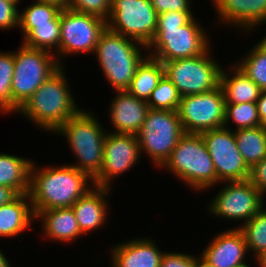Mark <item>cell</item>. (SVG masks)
Returning a JSON list of instances; mask_svg holds the SVG:
<instances>
[{
	"mask_svg": "<svg viewBox=\"0 0 266 267\" xmlns=\"http://www.w3.org/2000/svg\"><path fill=\"white\" fill-rule=\"evenodd\" d=\"M40 168L32 162L28 194L35 216L43 210L71 207L95 186L87 173L72 165Z\"/></svg>",
	"mask_w": 266,
	"mask_h": 267,
	"instance_id": "1",
	"label": "cell"
},
{
	"mask_svg": "<svg viewBox=\"0 0 266 267\" xmlns=\"http://www.w3.org/2000/svg\"><path fill=\"white\" fill-rule=\"evenodd\" d=\"M64 67L53 73L18 109L17 113L41 130L56 132L81 109L70 91Z\"/></svg>",
	"mask_w": 266,
	"mask_h": 267,
	"instance_id": "2",
	"label": "cell"
},
{
	"mask_svg": "<svg viewBox=\"0 0 266 267\" xmlns=\"http://www.w3.org/2000/svg\"><path fill=\"white\" fill-rule=\"evenodd\" d=\"M148 50L138 41L110 30L101 33L95 47L103 74L115 91H126L135 75L138 65L146 57L141 52Z\"/></svg>",
	"mask_w": 266,
	"mask_h": 267,
	"instance_id": "3",
	"label": "cell"
},
{
	"mask_svg": "<svg viewBox=\"0 0 266 267\" xmlns=\"http://www.w3.org/2000/svg\"><path fill=\"white\" fill-rule=\"evenodd\" d=\"M95 114L80 110L68 119L56 132L64 136L74 157L75 164H71L80 171L87 173L94 179L102 169L104 141L107 130L101 127Z\"/></svg>",
	"mask_w": 266,
	"mask_h": 267,
	"instance_id": "4",
	"label": "cell"
},
{
	"mask_svg": "<svg viewBox=\"0 0 266 267\" xmlns=\"http://www.w3.org/2000/svg\"><path fill=\"white\" fill-rule=\"evenodd\" d=\"M161 168L192 190L203 192L217 185L213 161L201 134L185 133Z\"/></svg>",
	"mask_w": 266,
	"mask_h": 267,
	"instance_id": "5",
	"label": "cell"
},
{
	"mask_svg": "<svg viewBox=\"0 0 266 267\" xmlns=\"http://www.w3.org/2000/svg\"><path fill=\"white\" fill-rule=\"evenodd\" d=\"M60 67L53 53L21 44L20 48L14 51V74L11 82L12 113H16Z\"/></svg>",
	"mask_w": 266,
	"mask_h": 267,
	"instance_id": "6",
	"label": "cell"
},
{
	"mask_svg": "<svg viewBox=\"0 0 266 267\" xmlns=\"http://www.w3.org/2000/svg\"><path fill=\"white\" fill-rule=\"evenodd\" d=\"M184 134L178 111L149 109L137 134L140 154L161 167Z\"/></svg>",
	"mask_w": 266,
	"mask_h": 267,
	"instance_id": "7",
	"label": "cell"
},
{
	"mask_svg": "<svg viewBox=\"0 0 266 267\" xmlns=\"http://www.w3.org/2000/svg\"><path fill=\"white\" fill-rule=\"evenodd\" d=\"M195 17L186 25L156 28L153 41L147 47L149 56L162 63L203 54L210 39ZM152 50V52H151Z\"/></svg>",
	"mask_w": 266,
	"mask_h": 267,
	"instance_id": "8",
	"label": "cell"
},
{
	"mask_svg": "<svg viewBox=\"0 0 266 267\" xmlns=\"http://www.w3.org/2000/svg\"><path fill=\"white\" fill-rule=\"evenodd\" d=\"M210 51L209 47L201 55L163 63L164 75L181 96L205 93L220 85L222 65L211 58Z\"/></svg>",
	"mask_w": 266,
	"mask_h": 267,
	"instance_id": "9",
	"label": "cell"
},
{
	"mask_svg": "<svg viewBox=\"0 0 266 267\" xmlns=\"http://www.w3.org/2000/svg\"><path fill=\"white\" fill-rule=\"evenodd\" d=\"M157 18L150 0H111L107 27L148 47L154 39Z\"/></svg>",
	"mask_w": 266,
	"mask_h": 267,
	"instance_id": "10",
	"label": "cell"
},
{
	"mask_svg": "<svg viewBox=\"0 0 266 267\" xmlns=\"http://www.w3.org/2000/svg\"><path fill=\"white\" fill-rule=\"evenodd\" d=\"M107 21L101 17L79 13L69 8L60 12L59 64L62 57L76 53H94L101 33L106 29Z\"/></svg>",
	"mask_w": 266,
	"mask_h": 267,
	"instance_id": "11",
	"label": "cell"
},
{
	"mask_svg": "<svg viewBox=\"0 0 266 267\" xmlns=\"http://www.w3.org/2000/svg\"><path fill=\"white\" fill-rule=\"evenodd\" d=\"M226 102L221 86L200 94L181 96L178 113L185 133L224 127Z\"/></svg>",
	"mask_w": 266,
	"mask_h": 267,
	"instance_id": "12",
	"label": "cell"
},
{
	"mask_svg": "<svg viewBox=\"0 0 266 267\" xmlns=\"http://www.w3.org/2000/svg\"><path fill=\"white\" fill-rule=\"evenodd\" d=\"M223 183L225 185L208 203L207 213L245 224L265 205L263 195L250 179Z\"/></svg>",
	"mask_w": 266,
	"mask_h": 267,
	"instance_id": "13",
	"label": "cell"
},
{
	"mask_svg": "<svg viewBox=\"0 0 266 267\" xmlns=\"http://www.w3.org/2000/svg\"><path fill=\"white\" fill-rule=\"evenodd\" d=\"M201 135L213 161L217 185L250 178L251 169L237 147L234 130L221 127L202 132Z\"/></svg>",
	"mask_w": 266,
	"mask_h": 267,
	"instance_id": "14",
	"label": "cell"
},
{
	"mask_svg": "<svg viewBox=\"0 0 266 267\" xmlns=\"http://www.w3.org/2000/svg\"><path fill=\"white\" fill-rule=\"evenodd\" d=\"M141 158L137 135L107 132L103 165L99 174L93 179L94 185L112 189V180L129 171Z\"/></svg>",
	"mask_w": 266,
	"mask_h": 267,
	"instance_id": "15",
	"label": "cell"
},
{
	"mask_svg": "<svg viewBox=\"0 0 266 267\" xmlns=\"http://www.w3.org/2000/svg\"><path fill=\"white\" fill-rule=\"evenodd\" d=\"M247 245L237 227L215 235L199 255L213 267H240L246 263Z\"/></svg>",
	"mask_w": 266,
	"mask_h": 267,
	"instance_id": "16",
	"label": "cell"
},
{
	"mask_svg": "<svg viewBox=\"0 0 266 267\" xmlns=\"http://www.w3.org/2000/svg\"><path fill=\"white\" fill-rule=\"evenodd\" d=\"M218 22L248 33L266 24V0H212Z\"/></svg>",
	"mask_w": 266,
	"mask_h": 267,
	"instance_id": "17",
	"label": "cell"
},
{
	"mask_svg": "<svg viewBox=\"0 0 266 267\" xmlns=\"http://www.w3.org/2000/svg\"><path fill=\"white\" fill-rule=\"evenodd\" d=\"M115 98L109 108V115L115 133L137 135L144 124L149 105L127 91H115Z\"/></svg>",
	"mask_w": 266,
	"mask_h": 267,
	"instance_id": "18",
	"label": "cell"
},
{
	"mask_svg": "<svg viewBox=\"0 0 266 267\" xmlns=\"http://www.w3.org/2000/svg\"><path fill=\"white\" fill-rule=\"evenodd\" d=\"M124 242L110 248L111 267H160L164 253L151 238Z\"/></svg>",
	"mask_w": 266,
	"mask_h": 267,
	"instance_id": "19",
	"label": "cell"
},
{
	"mask_svg": "<svg viewBox=\"0 0 266 267\" xmlns=\"http://www.w3.org/2000/svg\"><path fill=\"white\" fill-rule=\"evenodd\" d=\"M111 191L108 187L94 186L71 206L83 235L106 223L109 208L106 197Z\"/></svg>",
	"mask_w": 266,
	"mask_h": 267,
	"instance_id": "20",
	"label": "cell"
},
{
	"mask_svg": "<svg viewBox=\"0 0 266 267\" xmlns=\"http://www.w3.org/2000/svg\"><path fill=\"white\" fill-rule=\"evenodd\" d=\"M42 222L43 235L59 243L72 242L83 237L72 207L54 208L40 211L36 220Z\"/></svg>",
	"mask_w": 266,
	"mask_h": 267,
	"instance_id": "21",
	"label": "cell"
},
{
	"mask_svg": "<svg viewBox=\"0 0 266 267\" xmlns=\"http://www.w3.org/2000/svg\"><path fill=\"white\" fill-rule=\"evenodd\" d=\"M34 220L36 216L29 194H18L0 206V237L12 238L26 232L32 229Z\"/></svg>",
	"mask_w": 266,
	"mask_h": 267,
	"instance_id": "22",
	"label": "cell"
},
{
	"mask_svg": "<svg viewBox=\"0 0 266 267\" xmlns=\"http://www.w3.org/2000/svg\"><path fill=\"white\" fill-rule=\"evenodd\" d=\"M231 67V70H230ZM220 74V86L226 103H257L261 89L236 64ZM232 73V74H231Z\"/></svg>",
	"mask_w": 266,
	"mask_h": 267,
	"instance_id": "23",
	"label": "cell"
},
{
	"mask_svg": "<svg viewBox=\"0 0 266 267\" xmlns=\"http://www.w3.org/2000/svg\"><path fill=\"white\" fill-rule=\"evenodd\" d=\"M32 162L29 158L0 153V185L11 188L17 194L29 193Z\"/></svg>",
	"mask_w": 266,
	"mask_h": 267,
	"instance_id": "24",
	"label": "cell"
},
{
	"mask_svg": "<svg viewBox=\"0 0 266 267\" xmlns=\"http://www.w3.org/2000/svg\"><path fill=\"white\" fill-rule=\"evenodd\" d=\"M163 75V63L147 54L138 65L130 86L126 91L138 99L148 102L153 89L157 87Z\"/></svg>",
	"mask_w": 266,
	"mask_h": 267,
	"instance_id": "25",
	"label": "cell"
},
{
	"mask_svg": "<svg viewBox=\"0 0 266 267\" xmlns=\"http://www.w3.org/2000/svg\"><path fill=\"white\" fill-rule=\"evenodd\" d=\"M237 147L247 166L252 169L266 158V130L262 126L234 131Z\"/></svg>",
	"mask_w": 266,
	"mask_h": 267,
	"instance_id": "26",
	"label": "cell"
},
{
	"mask_svg": "<svg viewBox=\"0 0 266 267\" xmlns=\"http://www.w3.org/2000/svg\"><path fill=\"white\" fill-rule=\"evenodd\" d=\"M60 30L59 14L50 24L36 25V28L31 29L22 38V44L53 53L59 62Z\"/></svg>",
	"mask_w": 266,
	"mask_h": 267,
	"instance_id": "27",
	"label": "cell"
},
{
	"mask_svg": "<svg viewBox=\"0 0 266 267\" xmlns=\"http://www.w3.org/2000/svg\"><path fill=\"white\" fill-rule=\"evenodd\" d=\"M61 8L53 3L34 0L19 12V27L24 36L36 25L50 24L61 12Z\"/></svg>",
	"mask_w": 266,
	"mask_h": 267,
	"instance_id": "28",
	"label": "cell"
},
{
	"mask_svg": "<svg viewBox=\"0 0 266 267\" xmlns=\"http://www.w3.org/2000/svg\"><path fill=\"white\" fill-rule=\"evenodd\" d=\"M245 238L247 250L254 253L255 259L266 251V208L265 205L258 213L238 227Z\"/></svg>",
	"mask_w": 266,
	"mask_h": 267,
	"instance_id": "29",
	"label": "cell"
},
{
	"mask_svg": "<svg viewBox=\"0 0 266 267\" xmlns=\"http://www.w3.org/2000/svg\"><path fill=\"white\" fill-rule=\"evenodd\" d=\"M232 120L235 129H246L261 126V120L258 114L257 103H226L224 127H227Z\"/></svg>",
	"mask_w": 266,
	"mask_h": 267,
	"instance_id": "30",
	"label": "cell"
},
{
	"mask_svg": "<svg viewBox=\"0 0 266 267\" xmlns=\"http://www.w3.org/2000/svg\"><path fill=\"white\" fill-rule=\"evenodd\" d=\"M180 100L181 95L176 86L166 75H163L147 103L149 109L178 111Z\"/></svg>",
	"mask_w": 266,
	"mask_h": 267,
	"instance_id": "31",
	"label": "cell"
},
{
	"mask_svg": "<svg viewBox=\"0 0 266 267\" xmlns=\"http://www.w3.org/2000/svg\"><path fill=\"white\" fill-rule=\"evenodd\" d=\"M251 49L245 57L241 56V60L236 62V65L264 91L266 90V53L256 44Z\"/></svg>",
	"mask_w": 266,
	"mask_h": 267,
	"instance_id": "32",
	"label": "cell"
},
{
	"mask_svg": "<svg viewBox=\"0 0 266 267\" xmlns=\"http://www.w3.org/2000/svg\"><path fill=\"white\" fill-rule=\"evenodd\" d=\"M14 74V51L0 52V112L12 113L11 82Z\"/></svg>",
	"mask_w": 266,
	"mask_h": 267,
	"instance_id": "33",
	"label": "cell"
},
{
	"mask_svg": "<svg viewBox=\"0 0 266 267\" xmlns=\"http://www.w3.org/2000/svg\"><path fill=\"white\" fill-rule=\"evenodd\" d=\"M68 8L79 13L92 14L107 21L111 12V0H69Z\"/></svg>",
	"mask_w": 266,
	"mask_h": 267,
	"instance_id": "34",
	"label": "cell"
},
{
	"mask_svg": "<svg viewBox=\"0 0 266 267\" xmlns=\"http://www.w3.org/2000/svg\"><path fill=\"white\" fill-rule=\"evenodd\" d=\"M19 9L14 2L0 0V29L19 27Z\"/></svg>",
	"mask_w": 266,
	"mask_h": 267,
	"instance_id": "35",
	"label": "cell"
},
{
	"mask_svg": "<svg viewBox=\"0 0 266 267\" xmlns=\"http://www.w3.org/2000/svg\"><path fill=\"white\" fill-rule=\"evenodd\" d=\"M192 11H169L158 15L157 28H165V26H184L193 18Z\"/></svg>",
	"mask_w": 266,
	"mask_h": 267,
	"instance_id": "36",
	"label": "cell"
},
{
	"mask_svg": "<svg viewBox=\"0 0 266 267\" xmlns=\"http://www.w3.org/2000/svg\"><path fill=\"white\" fill-rule=\"evenodd\" d=\"M195 256L182 252H164L160 267H194Z\"/></svg>",
	"mask_w": 266,
	"mask_h": 267,
	"instance_id": "37",
	"label": "cell"
},
{
	"mask_svg": "<svg viewBox=\"0 0 266 267\" xmlns=\"http://www.w3.org/2000/svg\"><path fill=\"white\" fill-rule=\"evenodd\" d=\"M190 0H150L156 13L159 15L169 11H192Z\"/></svg>",
	"mask_w": 266,
	"mask_h": 267,
	"instance_id": "38",
	"label": "cell"
},
{
	"mask_svg": "<svg viewBox=\"0 0 266 267\" xmlns=\"http://www.w3.org/2000/svg\"><path fill=\"white\" fill-rule=\"evenodd\" d=\"M250 181L261 192L264 198L266 195V158L256 164L250 172Z\"/></svg>",
	"mask_w": 266,
	"mask_h": 267,
	"instance_id": "39",
	"label": "cell"
},
{
	"mask_svg": "<svg viewBox=\"0 0 266 267\" xmlns=\"http://www.w3.org/2000/svg\"><path fill=\"white\" fill-rule=\"evenodd\" d=\"M258 114L261 120V126L266 130V90L261 91L257 100Z\"/></svg>",
	"mask_w": 266,
	"mask_h": 267,
	"instance_id": "40",
	"label": "cell"
},
{
	"mask_svg": "<svg viewBox=\"0 0 266 267\" xmlns=\"http://www.w3.org/2000/svg\"><path fill=\"white\" fill-rule=\"evenodd\" d=\"M18 194L7 186L0 185V206L13 200Z\"/></svg>",
	"mask_w": 266,
	"mask_h": 267,
	"instance_id": "41",
	"label": "cell"
},
{
	"mask_svg": "<svg viewBox=\"0 0 266 267\" xmlns=\"http://www.w3.org/2000/svg\"><path fill=\"white\" fill-rule=\"evenodd\" d=\"M40 2L53 3L58 5L61 9L68 8L69 0H37Z\"/></svg>",
	"mask_w": 266,
	"mask_h": 267,
	"instance_id": "42",
	"label": "cell"
},
{
	"mask_svg": "<svg viewBox=\"0 0 266 267\" xmlns=\"http://www.w3.org/2000/svg\"><path fill=\"white\" fill-rule=\"evenodd\" d=\"M194 267H213L209 264L204 258L200 256V258L195 256Z\"/></svg>",
	"mask_w": 266,
	"mask_h": 267,
	"instance_id": "43",
	"label": "cell"
},
{
	"mask_svg": "<svg viewBox=\"0 0 266 267\" xmlns=\"http://www.w3.org/2000/svg\"><path fill=\"white\" fill-rule=\"evenodd\" d=\"M0 267H12L10 265V262L8 261V259L1 250H0Z\"/></svg>",
	"mask_w": 266,
	"mask_h": 267,
	"instance_id": "44",
	"label": "cell"
},
{
	"mask_svg": "<svg viewBox=\"0 0 266 267\" xmlns=\"http://www.w3.org/2000/svg\"><path fill=\"white\" fill-rule=\"evenodd\" d=\"M258 266L260 267H266V251L256 259Z\"/></svg>",
	"mask_w": 266,
	"mask_h": 267,
	"instance_id": "45",
	"label": "cell"
},
{
	"mask_svg": "<svg viewBox=\"0 0 266 267\" xmlns=\"http://www.w3.org/2000/svg\"><path fill=\"white\" fill-rule=\"evenodd\" d=\"M263 52L266 53V36H263L262 40H260L256 44Z\"/></svg>",
	"mask_w": 266,
	"mask_h": 267,
	"instance_id": "46",
	"label": "cell"
},
{
	"mask_svg": "<svg viewBox=\"0 0 266 267\" xmlns=\"http://www.w3.org/2000/svg\"><path fill=\"white\" fill-rule=\"evenodd\" d=\"M3 1L14 2L18 5L21 0H3Z\"/></svg>",
	"mask_w": 266,
	"mask_h": 267,
	"instance_id": "47",
	"label": "cell"
},
{
	"mask_svg": "<svg viewBox=\"0 0 266 267\" xmlns=\"http://www.w3.org/2000/svg\"><path fill=\"white\" fill-rule=\"evenodd\" d=\"M240 267H250V265L249 264H245V265L240 266Z\"/></svg>",
	"mask_w": 266,
	"mask_h": 267,
	"instance_id": "48",
	"label": "cell"
}]
</instances>
